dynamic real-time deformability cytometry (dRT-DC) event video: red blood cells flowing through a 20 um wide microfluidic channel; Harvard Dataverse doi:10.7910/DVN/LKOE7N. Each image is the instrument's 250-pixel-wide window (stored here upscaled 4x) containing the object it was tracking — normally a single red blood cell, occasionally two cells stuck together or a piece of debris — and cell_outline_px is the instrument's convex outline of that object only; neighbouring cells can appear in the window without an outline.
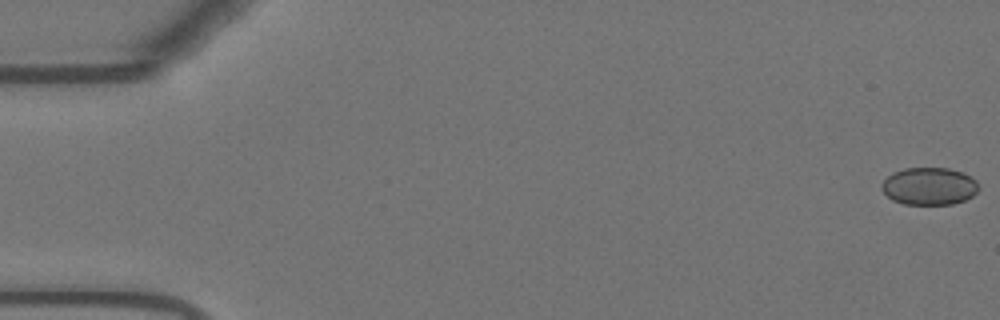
{"species": "Egyptian fruit bat (a non-hibernating species)", "species_latin": "Rousettus aegyptiacus", "temperature_condition": "warm", "stored_images_in_passage": 16, "camera_frame_rate_fps": 3000, "um_per_image_px": 0.085, "animal": {"sex": "female"}, "frame": {"image": 1, "passage_image": 1, "time_ms": 0.0, "image_size_px": [1000, 320], "cell_outline_px": [[980, 188], [972, 196], [964, 200], [952, 204], [904, 204], [892, 200], [880, 188], [880, 184], [892, 172], [904, 168], [948, 168], [960, 172], [976, 180]], "centroid_in_image_um": [78.95, 15.83], "position_along_channel_um": 6.0, "area_um2": 21.15}}
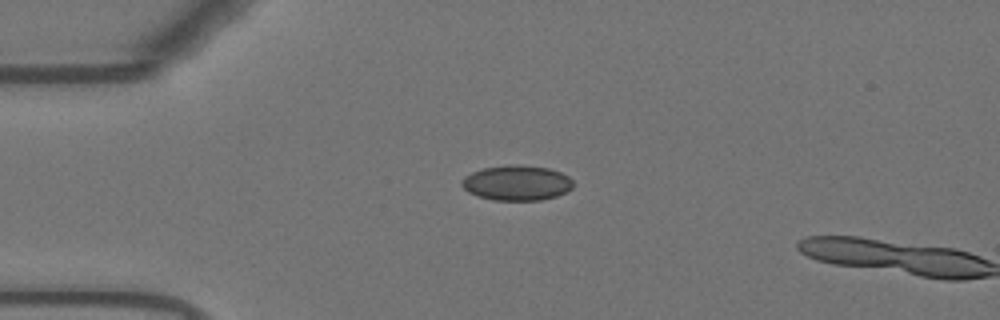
{"frame": {"image": 2, "passage_image": 14, "time_ms": 4.333, "image_size_px": [1000, 320], "cell_outline_px": [[572, 188], [568, 192], [556, 196], [540, 200], [492, 200], [476, 196], [468, 192], [460, 184], [460, 180], [464, 176], [472, 172], [484, 168], [508, 164], [520, 164], [548, 168], [560, 172], [568, 176], [572, 180]], "centroid_in_image_um": [43.9, 15.54], "position_along_channel_um": 41.1, "area_um2": 23.06}}